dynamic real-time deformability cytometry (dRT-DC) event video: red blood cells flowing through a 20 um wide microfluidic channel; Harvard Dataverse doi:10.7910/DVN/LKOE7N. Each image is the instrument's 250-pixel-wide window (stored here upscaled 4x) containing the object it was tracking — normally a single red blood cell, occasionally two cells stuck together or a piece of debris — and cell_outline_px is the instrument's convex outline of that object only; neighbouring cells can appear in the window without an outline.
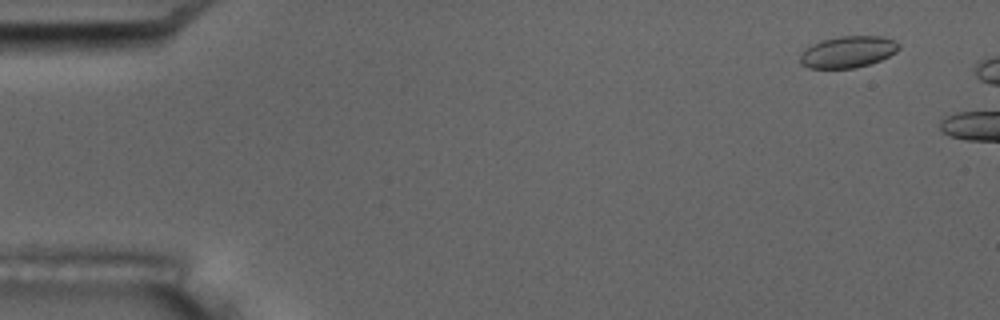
{"species": "common noctule bat (a hibernating species)", "species_latin": "Nyctalus noctula", "temperature_condition": "room temperature", "stored_images_in_passage": 6, "camera_frame_rate_fps": 3000, "um_per_image_px": 0.085, "animal": {"sex": "male", "body_mass_g": 17.5, "forearm_length_mm": 52.3}, "frame": {"image": 1, "passage_image": 1, "time_ms": 0.0, "image_size_px": [1000, 320], "cell_outline_px": [[900, 48], [896, 52], [880, 60], [856, 68], [808, 68], [800, 64], [800, 56], [804, 48], [820, 40], [840, 36], [880, 36], [892, 40], [900, 44]], "centroid_in_image_um": [72.04, 4.41], "position_along_channel_um": 13.0, "area_um2": 18.21}}